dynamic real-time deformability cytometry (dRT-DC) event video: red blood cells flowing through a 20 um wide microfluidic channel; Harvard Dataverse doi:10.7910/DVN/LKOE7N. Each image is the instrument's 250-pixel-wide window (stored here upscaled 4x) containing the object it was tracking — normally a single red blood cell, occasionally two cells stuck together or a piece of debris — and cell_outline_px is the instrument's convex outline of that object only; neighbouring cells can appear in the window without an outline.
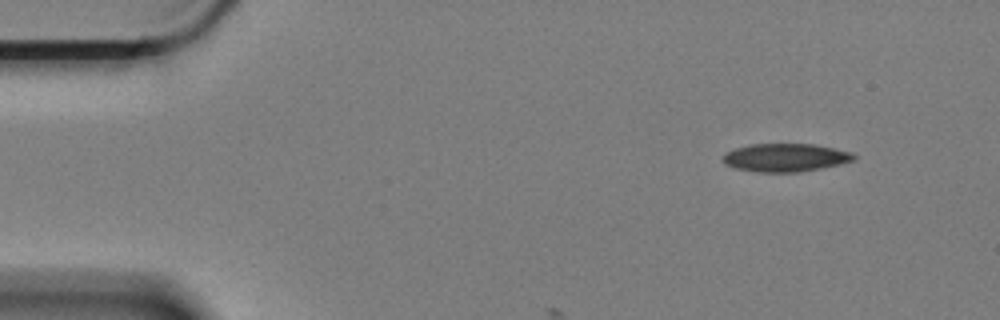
{"species": "Egyptian fruit bat (a non-hibernating species)", "species_latin": "Rousettus aegyptiacus", "temperature_condition": "cold", "stored_images_in_passage": 11, "camera_frame_rate_fps": 3000, "um_per_image_px": 0.085, "animal": {"sex": "female"}, "frame": {"image": 1, "passage_image": 1, "time_ms": 0.0, "image_size_px": [1000, 320], "cell_outline_px": [[856, 160], [840, 164], [800, 172], [760, 172], [736, 168], [728, 164], [724, 160], [724, 156], [728, 152], [736, 148], [752, 144], [812, 144], [852, 152], [856, 156]], "centroid_in_image_um": [66.83, 13.39], "position_along_channel_um": 18.2, "area_um2": 21.1}}